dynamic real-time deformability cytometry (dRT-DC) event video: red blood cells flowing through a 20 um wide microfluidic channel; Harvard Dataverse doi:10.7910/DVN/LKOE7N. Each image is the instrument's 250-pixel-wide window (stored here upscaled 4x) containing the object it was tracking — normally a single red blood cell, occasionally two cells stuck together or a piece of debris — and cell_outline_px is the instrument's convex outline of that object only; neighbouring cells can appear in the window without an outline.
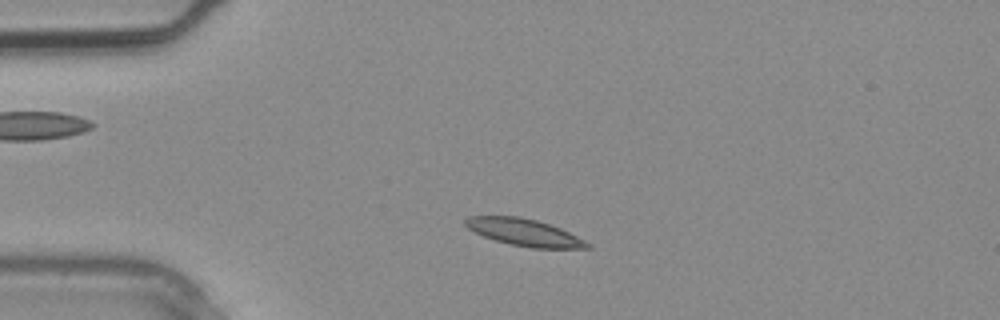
{"species": "common noctule bat (a hibernating species)", "species_latin": "Nyctalus noctula", "temperature_condition": "warm", "stored_images_in_passage": 2, "camera_frame_rate_fps": 3000, "um_per_image_px": 0.085, "animal": {"sex": "male", "body_mass_g": 20.4}, "frame": {"image": 1, "passage_image": 1, "time_ms": 0.0, "image_size_px": [1000, 320], "cell_outline_px": [[592, 248], [532, 248], [512, 244], [496, 240], [484, 236], [468, 228], [464, 224], [464, 220], [468, 216], [520, 216], [536, 220], [560, 228], [592, 244]], "centroid_in_image_um": [44.57, 19.74], "position_along_channel_um": 40.4, "area_um2": 18.96}}
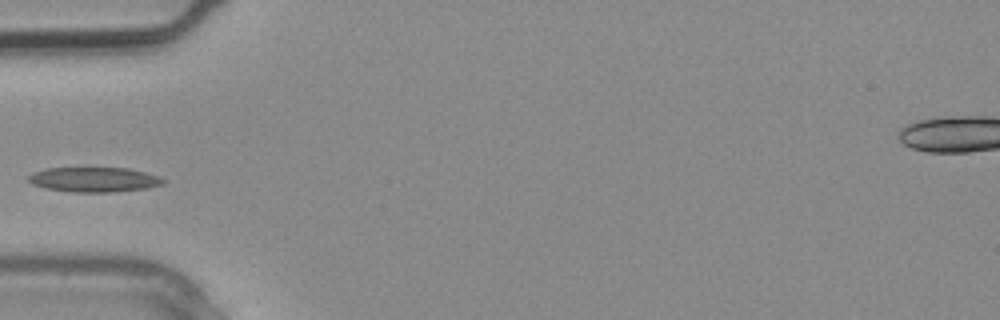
{"frame": {"image": 2, "passage_image": 2, "time_ms": 0.333, "image_size_px": [1000, 320], "cell_outline_px": [[164, 184], [144, 188], [116, 192], [72, 192], [44, 188], [32, 184], [28, 180], [28, 176], [32, 172], [44, 168], [128, 168], [160, 176], [164, 180]], "centroid_in_image_um": [7.96, 15.26], "position_along_channel_um": 77.0, "area_um2": 19.54}}